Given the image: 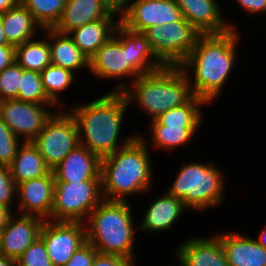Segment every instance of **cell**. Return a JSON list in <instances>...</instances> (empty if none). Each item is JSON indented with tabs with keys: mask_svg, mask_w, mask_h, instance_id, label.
<instances>
[{
	"mask_svg": "<svg viewBox=\"0 0 266 266\" xmlns=\"http://www.w3.org/2000/svg\"><path fill=\"white\" fill-rule=\"evenodd\" d=\"M129 105L122 91H110L87 104L68 109L77 122L80 144L102 159L131 143L138 135L122 138L123 142L118 143Z\"/></svg>",
	"mask_w": 266,
	"mask_h": 266,
	"instance_id": "obj_1",
	"label": "cell"
},
{
	"mask_svg": "<svg viewBox=\"0 0 266 266\" xmlns=\"http://www.w3.org/2000/svg\"><path fill=\"white\" fill-rule=\"evenodd\" d=\"M239 37L236 29L221 34H201L180 66L184 72L192 71L194 79L189 82L192 93L208 104L220 95L231 74Z\"/></svg>",
	"mask_w": 266,
	"mask_h": 266,
	"instance_id": "obj_2",
	"label": "cell"
},
{
	"mask_svg": "<svg viewBox=\"0 0 266 266\" xmlns=\"http://www.w3.org/2000/svg\"><path fill=\"white\" fill-rule=\"evenodd\" d=\"M138 136L129 144L101 159V186L105 200L127 201L126 197L148 191L153 171L147 141Z\"/></svg>",
	"mask_w": 266,
	"mask_h": 266,
	"instance_id": "obj_3",
	"label": "cell"
},
{
	"mask_svg": "<svg viewBox=\"0 0 266 266\" xmlns=\"http://www.w3.org/2000/svg\"><path fill=\"white\" fill-rule=\"evenodd\" d=\"M189 78L190 74L181 67H163L136 78L131 82L132 88L121 82L113 91H122L129 104L136 101L154 120L171 108L184 105L194 96Z\"/></svg>",
	"mask_w": 266,
	"mask_h": 266,
	"instance_id": "obj_4",
	"label": "cell"
},
{
	"mask_svg": "<svg viewBox=\"0 0 266 266\" xmlns=\"http://www.w3.org/2000/svg\"><path fill=\"white\" fill-rule=\"evenodd\" d=\"M127 201L103 199L84 225L87 242L100 254L120 255L133 260L134 225Z\"/></svg>",
	"mask_w": 266,
	"mask_h": 266,
	"instance_id": "obj_5",
	"label": "cell"
},
{
	"mask_svg": "<svg viewBox=\"0 0 266 266\" xmlns=\"http://www.w3.org/2000/svg\"><path fill=\"white\" fill-rule=\"evenodd\" d=\"M223 172L212 162L184 163L167 193L197 211L220 205L224 200Z\"/></svg>",
	"mask_w": 266,
	"mask_h": 266,
	"instance_id": "obj_6",
	"label": "cell"
},
{
	"mask_svg": "<svg viewBox=\"0 0 266 266\" xmlns=\"http://www.w3.org/2000/svg\"><path fill=\"white\" fill-rule=\"evenodd\" d=\"M164 67H180L201 35L184 17L180 21L151 26L143 32Z\"/></svg>",
	"mask_w": 266,
	"mask_h": 266,
	"instance_id": "obj_7",
	"label": "cell"
},
{
	"mask_svg": "<svg viewBox=\"0 0 266 266\" xmlns=\"http://www.w3.org/2000/svg\"><path fill=\"white\" fill-rule=\"evenodd\" d=\"M103 199L101 181L55 183L51 220L84 223Z\"/></svg>",
	"mask_w": 266,
	"mask_h": 266,
	"instance_id": "obj_8",
	"label": "cell"
},
{
	"mask_svg": "<svg viewBox=\"0 0 266 266\" xmlns=\"http://www.w3.org/2000/svg\"><path fill=\"white\" fill-rule=\"evenodd\" d=\"M66 110L53 114L32 141L51 170L80 144L77 122Z\"/></svg>",
	"mask_w": 266,
	"mask_h": 266,
	"instance_id": "obj_9",
	"label": "cell"
},
{
	"mask_svg": "<svg viewBox=\"0 0 266 266\" xmlns=\"http://www.w3.org/2000/svg\"><path fill=\"white\" fill-rule=\"evenodd\" d=\"M89 70L94 76L107 80L132 76L134 81L139 77L130 67L127 27L118 23L113 36L89 59Z\"/></svg>",
	"mask_w": 266,
	"mask_h": 266,
	"instance_id": "obj_10",
	"label": "cell"
},
{
	"mask_svg": "<svg viewBox=\"0 0 266 266\" xmlns=\"http://www.w3.org/2000/svg\"><path fill=\"white\" fill-rule=\"evenodd\" d=\"M39 237L53 266L66 265L75 251L87 242L82 222L45 220Z\"/></svg>",
	"mask_w": 266,
	"mask_h": 266,
	"instance_id": "obj_11",
	"label": "cell"
},
{
	"mask_svg": "<svg viewBox=\"0 0 266 266\" xmlns=\"http://www.w3.org/2000/svg\"><path fill=\"white\" fill-rule=\"evenodd\" d=\"M45 106V107H44ZM46 106L18 100L0 101V118L7 124L16 137L23 142H32L43 130L47 120L54 114Z\"/></svg>",
	"mask_w": 266,
	"mask_h": 266,
	"instance_id": "obj_12",
	"label": "cell"
},
{
	"mask_svg": "<svg viewBox=\"0 0 266 266\" xmlns=\"http://www.w3.org/2000/svg\"><path fill=\"white\" fill-rule=\"evenodd\" d=\"M183 18L175 0H132L119 22L128 29L144 32L151 26L180 21Z\"/></svg>",
	"mask_w": 266,
	"mask_h": 266,
	"instance_id": "obj_13",
	"label": "cell"
},
{
	"mask_svg": "<svg viewBox=\"0 0 266 266\" xmlns=\"http://www.w3.org/2000/svg\"><path fill=\"white\" fill-rule=\"evenodd\" d=\"M54 187L55 176L52 170L43 177L18 183L16 196L22 215H34L51 220Z\"/></svg>",
	"mask_w": 266,
	"mask_h": 266,
	"instance_id": "obj_14",
	"label": "cell"
},
{
	"mask_svg": "<svg viewBox=\"0 0 266 266\" xmlns=\"http://www.w3.org/2000/svg\"><path fill=\"white\" fill-rule=\"evenodd\" d=\"M13 215L0 232L1 255L17 260L40 236L44 219L34 215Z\"/></svg>",
	"mask_w": 266,
	"mask_h": 266,
	"instance_id": "obj_15",
	"label": "cell"
},
{
	"mask_svg": "<svg viewBox=\"0 0 266 266\" xmlns=\"http://www.w3.org/2000/svg\"><path fill=\"white\" fill-rule=\"evenodd\" d=\"M52 171L55 183L101 181V159L79 144Z\"/></svg>",
	"mask_w": 266,
	"mask_h": 266,
	"instance_id": "obj_16",
	"label": "cell"
},
{
	"mask_svg": "<svg viewBox=\"0 0 266 266\" xmlns=\"http://www.w3.org/2000/svg\"><path fill=\"white\" fill-rule=\"evenodd\" d=\"M183 17L201 34H221L235 29L226 23L216 0H175Z\"/></svg>",
	"mask_w": 266,
	"mask_h": 266,
	"instance_id": "obj_17",
	"label": "cell"
},
{
	"mask_svg": "<svg viewBox=\"0 0 266 266\" xmlns=\"http://www.w3.org/2000/svg\"><path fill=\"white\" fill-rule=\"evenodd\" d=\"M181 266H229L220 238L192 237L175 251Z\"/></svg>",
	"mask_w": 266,
	"mask_h": 266,
	"instance_id": "obj_18",
	"label": "cell"
},
{
	"mask_svg": "<svg viewBox=\"0 0 266 266\" xmlns=\"http://www.w3.org/2000/svg\"><path fill=\"white\" fill-rule=\"evenodd\" d=\"M217 236L229 266H266V249L255 239L234 232Z\"/></svg>",
	"mask_w": 266,
	"mask_h": 266,
	"instance_id": "obj_19",
	"label": "cell"
},
{
	"mask_svg": "<svg viewBox=\"0 0 266 266\" xmlns=\"http://www.w3.org/2000/svg\"><path fill=\"white\" fill-rule=\"evenodd\" d=\"M105 17L115 16L108 13L101 0H67L60 19L52 29L68 34L84 24Z\"/></svg>",
	"mask_w": 266,
	"mask_h": 266,
	"instance_id": "obj_20",
	"label": "cell"
},
{
	"mask_svg": "<svg viewBox=\"0 0 266 266\" xmlns=\"http://www.w3.org/2000/svg\"><path fill=\"white\" fill-rule=\"evenodd\" d=\"M188 208L181 199L173 197L166 191L150 204L144 214L141 230L153 233L156 231L168 230L180 218Z\"/></svg>",
	"mask_w": 266,
	"mask_h": 266,
	"instance_id": "obj_21",
	"label": "cell"
},
{
	"mask_svg": "<svg viewBox=\"0 0 266 266\" xmlns=\"http://www.w3.org/2000/svg\"><path fill=\"white\" fill-rule=\"evenodd\" d=\"M0 19L7 42L14 47L33 40L37 29H42L21 2L7 12L0 13Z\"/></svg>",
	"mask_w": 266,
	"mask_h": 266,
	"instance_id": "obj_22",
	"label": "cell"
},
{
	"mask_svg": "<svg viewBox=\"0 0 266 266\" xmlns=\"http://www.w3.org/2000/svg\"><path fill=\"white\" fill-rule=\"evenodd\" d=\"M43 31L50 42L51 64L68 69L73 73L85 67L89 69V59L68 34L58 33L53 29H43Z\"/></svg>",
	"mask_w": 266,
	"mask_h": 266,
	"instance_id": "obj_23",
	"label": "cell"
},
{
	"mask_svg": "<svg viewBox=\"0 0 266 266\" xmlns=\"http://www.w3.org/2000/svg\"><path fill=\"white\" fill-rule=\"evenodd\" d=\"M105 17L76 28L68 33L77 47L90 59L114 34L119 21ZM115 22V23H114Z\"/></svg>",
	"mask_w": 266,
	"mask_h": 266,
	"instance_id": "obj_24",
	"label": "cell"
},
{
	"mask_svg": "<svg viewBox=\"0 0 266 266\" xmlns=\"http://www.w3.org/2000/svg\"><path fill=\"white\" fill-rule=\"evenodd\" d=\"M21 143L9 166L16 185L22 181L43 177L51 171L32 142Z\"/></svg>",
	"mask_w": 266,
	"mask_h": 266,
	"instance_id": "obj_25",
	"label": "cell"
},
{
	"mask_svg": "<svg viewBox=\"0 0 266 266\" xmlns=\"http://www.w3.org/2000/svg\"><path fill=\"white\" fill-rule=\"evenodd\" d=\"M128 56L130 67L139 76L155 72L164 67L158 60H155L156 57L143 32L128 29Z\"/></svg>",
	"mask_w": 266,
	"mask_h": 266,
	"instance_id": "obj_26",
	"label": "cell"
},
{
	"mask_svg": "<svg viewBox=\"0 0 266 266\" xmlns=\"http://www.w3.org/2000/svg\"><path fill=\"white\" fill-rule=\"evenodd\" d=\"M151 121L149 129L153 145L167 150L187 145L199 128V126H165L157 119Z\"/></svg>",
	"mask_w": 266,
	"mask_h": 266,
	"instance_id": "obj_27",
	"label": "cell"
},
{
	"mask_svg": "<svg viewBox=\"0 0 266 266\" xmlns=\"http://www.w3.org/2000/svg\"><path fill=\"white\" fill-rule=\"evenodd\" d=\"M48 39L30 40L15 47V61L26 70L41 72L51 64Z\"/></svg>",
	"mask_w": 266,
	"mask_h": 266,
	"instance_id": "obj_28",
	"label": "cell"
},
{
	"mask_svg": "<svg viewBox=\"0 0 266 266\" xmlns=\"http://www.w3.org/2000/svg\"><path fill=\"white\" fill-rule=\"evenodd\" d=\"M204 104H207L204 99L194 95L184 105L171 108L156 119L165 126H200L202 112L199 106Z\"/></svg>",
	"mask_w": 266,
	"mask_h": 266,
	"instance_id": "obj_29",
	"label": "cell"
},
{
	"mask_svg": "<svg viewBox=\"0 0 266 266\" xmlns=\"http://www.w3.org/2000/svg\"><path fill=\"white\" fill-rule=\"evenodd\" d=\"M42 29H52L61 17L67 0H20Z\"/></svg>",
	"mask_w": 266,
	"mask_h": 266,
	"instance_id": "obj_30",
	"label": "cell"
},
{
	"mask_svg": "<svg viewBox=\"0 0 266 266\" xmlns=\"http://www.w3.org/2000/svg\"><path fill=\"white\" fill-rule=\"evenodd\" d=\"M40 74L44 92L55 105L59 104L60 92L72 85L76 77L72 71L53 64L47 66Z\"/></svg>",
	"mask_w": 266,
	"mask_h": 266,
	"instance_id": "obj_31",
	"label": "cell"
},
{
	"mask_svg": "<svg viewBox=\"0 0 266 266\" xmlns=\"http://www.w3.org/2000/svg\"><path fill=\"white\" fill-rule=\"evenodd\" d=\"M17 100L43 105H55L44 92L41 74L23 68Z\"/></svg>",
	"mask_w": 266,
	"mask_h": 266,
	"instance_id": "obj_32",
	"label": "cell"
},
{
	"mask_svg": "<svg viewBox=\"0 0 266 266\" xmlns=\"http://www.w3.org/2000/svg\"><path fill=\"white\" fill-rule=\"evenodd\" d=\"M22 67L15 61L0 72V101L17 100Z\"/></svg>",
	"mask_w": 266,
	"mask_h": 266,
	"instance_id": "obj_33",
	"label": "cell"
},
{
	"mask_svg": "<svg viewBox=\"0 0 266 266\" xmlns=\"http://www.w3.org/2000/svg\"><path fill=\"white\" fill-rule=\"evenodd\" d=\"M0 118V166H10L21 143Z\"/></svg>",
	"mask_w": 266,
	"mask_h": 266,
	"instance_id": "obj_34",
	"label": "cell"
},
{
	"mask_svg": "<svg viewBox=\"0 0 266 266\" xmlns=\"http://www.w3.org/2000/svg\"><path fill=\"white\" fill-rule=\"evenodd\" d=\"M18 266H53L43 240L38 237L17 259Z\"/></svg>",
	"mask_w": 266,
	"mask_h": 266,
	"instance_id": "obj_35",
	"label": "cell"
},
{
	"mask_svg": "<svg viewBox=\"0 0 266 266\" xmlns=\"http://www.w3.org/2000/svg\"><path fill=\"white\" fill-rule=\"evenodd\" d=\"M17 195V185L13 180L10 167L0 166V204L11 208Z\"/></svg>",
	"mask_w": 266,
	"mask_h": 266,
	"instance_id": "obj_36",
	"label": "cell"
},
{
	"mask_svg": "<svg viewBox=\"0 0 266 266\" xmlns=\"http://www.w3.org/2000/svg\"><path fill=\"white\" fill-rule=\"evenodd\" d=\"M98 251L88 242L81 246L64 266H92Z\"/></svg>",
	"mask_w": 266,
	"mask_h": 266,
	"instance_id": "obj_37",
	"label": "cell"
},
{
	"mask_svg": "<svg viewBox=\"0 0 266 266\" xmlns=\"http://www.w3.org/2000/svg\"><path fill=\"white\" fill-rule=\"evenodd\" d=\"M131 259L120 255L97 253L93 259L92 266H135Z\"/></svg>",
	"mask_w": 266,
	"mask_h": 266,
	"instance_id": "obj_38",
	"label": "cell"
},
{
	"mask_svg": "<svg viewBox=\"0 0 266 266\" xmlns=\"http://www.w3.org/2000/svg\"><path fill=\"white\" fill-rule=\"evenodd\" d=\"M109 14L116 16L121 14V19L129 10L132 0H101ZM129 2V3H128Z\"/></svg>",
	"mask_w": 266,
	"mask_h": 266,
	"instance_id": "obj_39",
	"label": "cell"
},
{
	"mask_svg": "<svg viewBox=\"0 0 266 266\" xmlns=\"http://www.w3.org/2000/svg\"><path fill=\"white\" fill-rule=\"evenodd\" d=\"M242 9L251 14L266 12V0H236Z\"/></svg>",
	"mask_w": 266,
	"mask_h": 266,
	"instance_id": "obj_40",
	"label": "cell"
},
{
	"mask_svg": "<svg viewBox=\"0 0 266 266\" xmlns=\"http://www.w3.org/2000/svg\"><path fill=\"white\" fill-rule=\"evenodd\" d=\"M15 62V47L0 45V72Z\"/></svg>",
	"mask_w": 266,
	"mask_h": 266,
	"instance_id": "obj_41",
	"label": "cell"
},
{
	"mask_svg": "<svg viewBox=\"0 0 266 266\" xmlns=\"http://www.w3.org/2000/svg\"><path fill=\"white\" fill-rule=\"evenodd\" d=\"M13 213L9 207L0 204V232L9 223Z\"/></svg>",
	"mask_w": 266,
	"mask_h": 266,
	"instance_id": "obj_42",
	"label": "cell"
},
{
	"mask_svg": "<svg viewBox=\"0 0 266 266\" xmlns=\"http://www.w3.org/2000/svg\"><path fill=\"white\" fill-rule=\"evenodd\" d=\"M20 0H0V13L7 12L16 6Z\"/></svg>",
	"mask_w": 266,
	"mask_h": 266,
	"instance_id": "obj_43",
	"label": "cell"
},
{
	"mask_svg": "<svg viewBox=\"0 0 266 266\" xmlns=\"http://www.w3.org/2000/svg\"><path fill=\"white\" fill-rule=\"evenodd\" d=\"M0 266H18L17 260L0 255Z\"/></svg>",
	"mask_w": 266,
	"mask_h": 266,
	"instance_id": "obj_44",
	"label": "cell"
},
{
	"mask_svg": "<svg viewBox=\"0 0 266 266\" xmlns=\"http://www.w3.org/2000/svg\"><path fill=\"white\" fill-rule=\"evenodd\" d=\"M263 248L266 249V228L261 231L258 239H255Z\"/></svg>",
	"mask_w": 266,
	"mask_h": 266,
	"instance_id": "obj_45",
	"label": "cell"
},
{
	"mask_svg": "<svg viewBox=\"0 0 266 266\" xmlns=\"http://www.w3.org/2000/svg\"><path fill=\"white\" fill-rule=\"evenodd\" d=\"M0 45H10V44L7 42V39H6V37H5L4 31H3V26H2L1 19H0Z\"/></svg>",
	"mask_w": 266,
	"mask_h": 266,
	"instance_id": "obj_46",
	"label": "cell"
},
{
	"mask_svg": "<svg viewBox=\"0 0 266 266\" xmlns=\"http://www.w3.org/2000/svg\"><path fill=\"white\" fill-rule=\"evenodd\" d=\"M0 255H1V237H0Z\"/></svg>",
	"mask_w": 266,
	"mask_h": 266,
	"instance_id": "obj_47",
	"label": "cell"
}]
</instances>
